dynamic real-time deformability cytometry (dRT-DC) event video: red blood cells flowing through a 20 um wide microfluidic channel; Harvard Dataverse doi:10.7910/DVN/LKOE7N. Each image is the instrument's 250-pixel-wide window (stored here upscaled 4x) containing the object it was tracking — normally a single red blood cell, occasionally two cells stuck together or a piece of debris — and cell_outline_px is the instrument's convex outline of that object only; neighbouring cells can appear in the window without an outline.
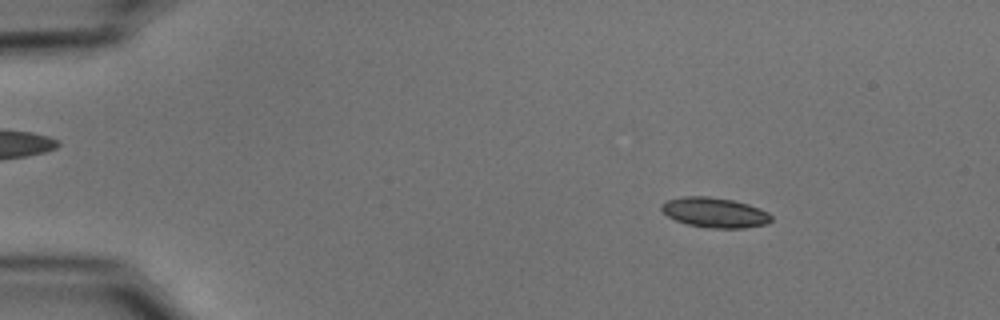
{"species": "common noctule bat (a hibernating species)", "species_latin": "Nyctalus noctula", "temperature_condition": "cold", "stored_images_in_passage": 52, "camera_frame_rate_fps": 3000, "um_per_image_px": 0.085, "animal": {"sex": "male", "body_mass_g": 15.6}, "frame": {"image": 1, "passage_image": 8, "time_ms": 2.333, "image_size_px": [1000, 320], "cell_outline_px": [[772, 220], [768, 224], [744, 228], [708, 228], [688, 224], [676, 220], [668, 216], [660, 208], [660, 204], [668, 200], [684, 196], [708, 196], [732, 200], [748, 204], [760, 208], [768, 212], [772, 216]], "centroid_in_image_um": [60.78, 18.07], "position_along_channel_um": 24.2, "area_um2": 19.25}}
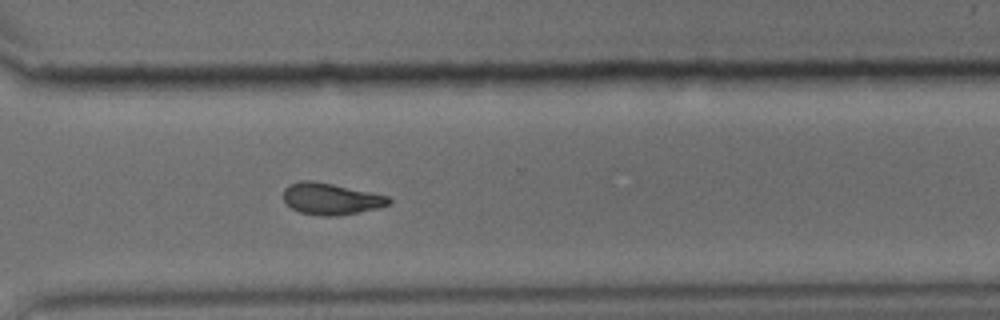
{"frame": {"image": 2, "passage_image": 40, "time_ms": 13.0, "image_size_px": [1000, 320], "cell_outline_px": [[392, 200], [388, 204], [380, 208], [340, 216], [316, 216], [300, 212], [292, 208], [284, 200], [284, 188], [288, 184], [300, 180], [312, 180], [372, 192], [388, 196]], "centroid_in_image_um": [28.13, 16.91], "position_along_channel_um": 342.5, "area_um2": 19.59}}
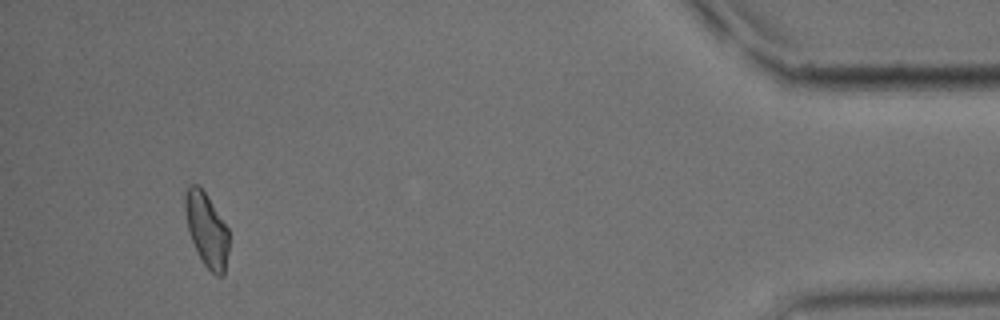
{"frame": {"image": 3, "passage_image": 51, "time_ms": 16.667, "image_size_px": [1000, 320], "cell_outline_px": [[228, 252], [224, 276], [216, 276], [204, 264], [188, 232], [184, 212], [184, 192], [188, 184], [196, 184], [208, 196], [228, 228]], "centroid_in_image_um": [17.54, 19.49], "position_along_channel_um": 417.7, "area_um2": 18.9}}